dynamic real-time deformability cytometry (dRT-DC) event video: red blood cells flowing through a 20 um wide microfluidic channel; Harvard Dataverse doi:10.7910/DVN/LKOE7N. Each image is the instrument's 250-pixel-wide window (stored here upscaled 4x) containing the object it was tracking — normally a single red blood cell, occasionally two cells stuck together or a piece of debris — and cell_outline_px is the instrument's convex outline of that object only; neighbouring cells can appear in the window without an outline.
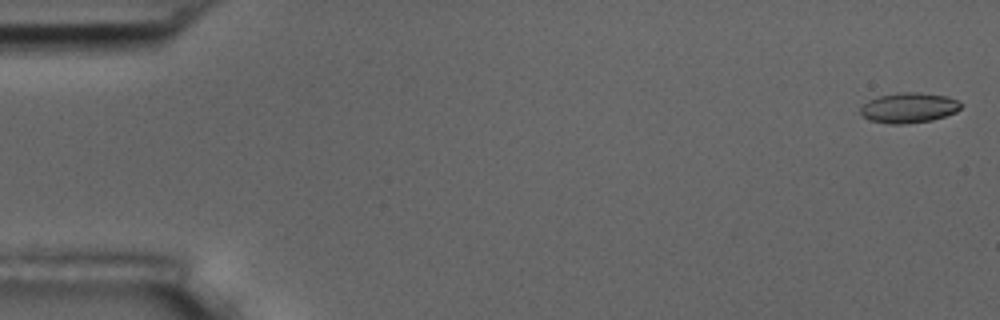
{"species": "common noctule bat (a hibernating species)", "species_latin": "Nyctalus noctula", "temperature_condition": "room temperature", "stored_images_in_passage": 5, "camera_frame_rate_fps": 3000, "um_per_image_px": 0.085, "animal": {"sex": "male", "body_mass_g": 17.5, "forearm_length_mm": 52.3}, "frame": {"image": 1, "passage_image": 1, "time_ms": 0.0, "image_size_px": [1000, 320], "cell_outline_px": [[960, 108], [956, 112], [932, 120], [904, 124], [892, 124], [868, 120], [860, 112], [860, 108], [868, 100], [880, 96], [896, 92], [920, 92], [948, 96], [956, 100], [960, 104]], "centroid_in_image_um": [77.23, 9.15], "position_along_channel_um": 7.8, "area_um2": 17.63}}
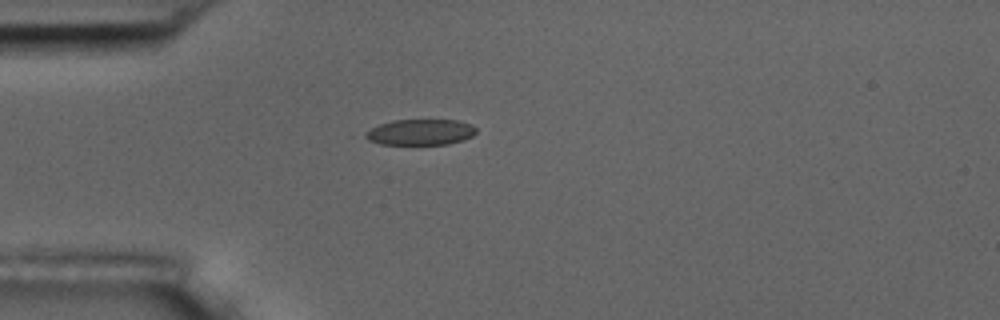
{"frame": {"image": 2, "passage_image": 5, "time_ms": 4.667, "image_size_px": [1000, 320], "cell_outline_px": [[476, 132], [472, 136], [464, 140], [448, 144], [380, 144], [368, 140], [364, 136], [364, 132], [380, 124], [392, 120], [456, 120], [472, 124], [476, 128]], "centroid_in_image_um": [35.74, 11.23], "position_along_channel_um": 49.3, "area_um2": 16.7}}